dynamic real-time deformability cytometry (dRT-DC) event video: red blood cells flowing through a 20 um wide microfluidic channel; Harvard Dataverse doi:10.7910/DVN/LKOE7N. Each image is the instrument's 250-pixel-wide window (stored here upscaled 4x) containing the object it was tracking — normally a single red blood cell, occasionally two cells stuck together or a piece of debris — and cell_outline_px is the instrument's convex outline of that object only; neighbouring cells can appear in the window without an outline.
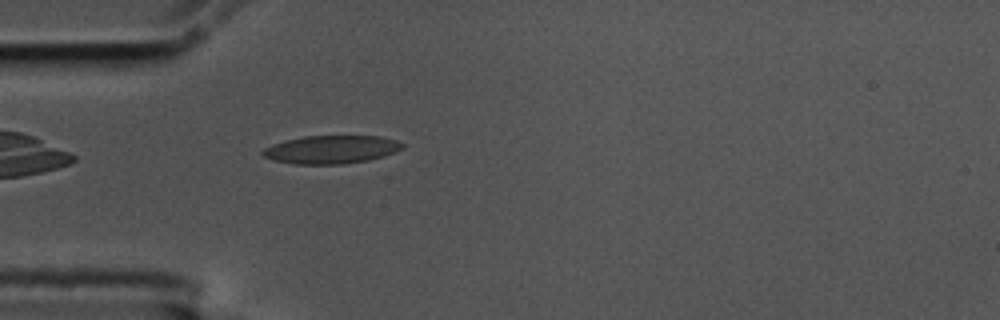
{"species": "common noctule bat (a hibernating species)", "species_latin": "Nyctalus noctula", "temperature_condition": "cold", "stored_images_in_passage": 44, "camera_frame_rate_fps": 3000, "um_per_image_px": 0.085, "animal": {"sex": "male", "body_mass_g": 17.5, "forearm_length_mm": 52.3}, "frame": {"image": 1, "passage_image": 4, "time_ms": 1.0, "image_size_px": [1000, 320], "cell_outline_px": [[404, 148], [396, 152], [384, 156], [368, 160], [344, 164], [292, 164], [276, 160], [264, 156], [260, 152], [264, 148], [272, 144], [284, 140], [304, 136], [380, 136], [396, 140], [404, 144]], "centroid_in_image_um": [28.17, 12.7], "position_along_channel_um": 56.8, "area_um2": 23.0}}
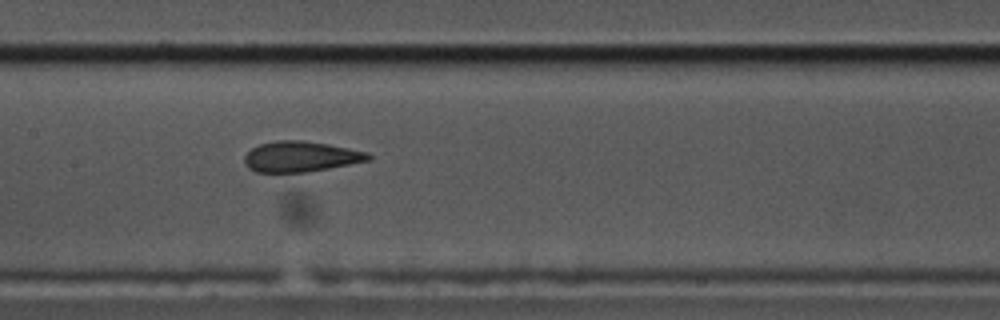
{"frame": {"image": 2, "passage_image": 15, "time_ms": 4.667, "image_size_px": [1000, 320], "cell_outline_px": [[372, 160], [308, 172], [256, 172], [248, 168], [244, 164], [244, 156], [252, 148], [260, 144], [276, 140], [300, 140], [328, 144], [368, 152], [372, 156]], "centroid_in_image_um": [25.56, 13.31], "position_along_channel_um": 181.8, "area_um2": 22.14}}
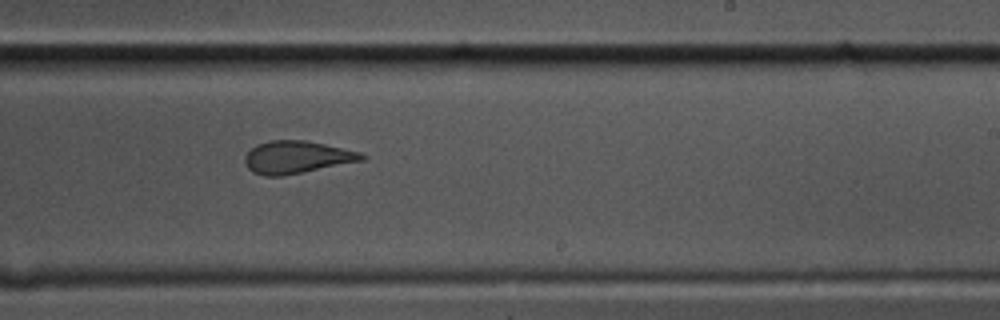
{"frame": {"image": 3, "passage_image": 22, "time_ms": 7.0, "image_size_px": [1000, 320], "cell_outline_px": [[368, 156], [364, 160], [280, 176], [264, 176], [252, 172], [248, 168], [244, 160], [244, 156], [256, 144], [268, 140], [304, 140], [324, 144], [360, 152]], "centroid_in_image_um": [25.19, 13.35], "position_along_channel_um": 263.8, "area_um2": 21.96}, "authors_computed_cell_mechanics": {"area_um2": 22.9177, "velocity_mm_per_s": 3.5169, "shape_relaxation_time_tau1_ms": null, "shape_relaxation_time_tau2_ms": 1.7069, "deformation_change_tau1": null, "deformation_change_tau2": 0.0766}}